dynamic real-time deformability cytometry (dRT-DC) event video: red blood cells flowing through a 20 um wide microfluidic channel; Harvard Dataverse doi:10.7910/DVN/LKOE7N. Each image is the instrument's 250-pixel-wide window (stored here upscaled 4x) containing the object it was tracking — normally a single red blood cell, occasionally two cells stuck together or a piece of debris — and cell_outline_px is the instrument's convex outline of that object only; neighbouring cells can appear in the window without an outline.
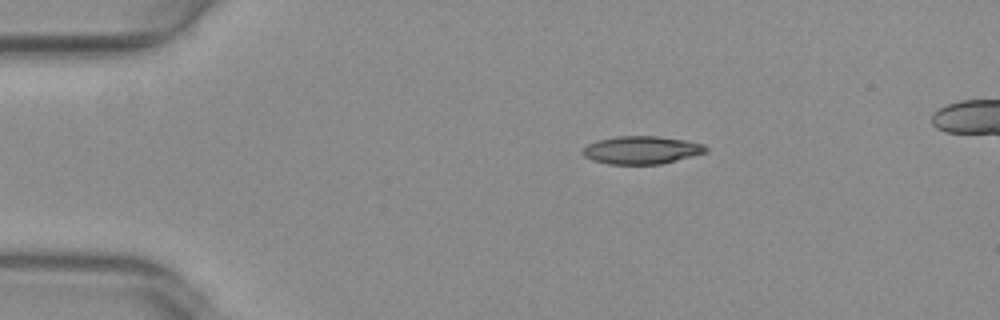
{"species": "common noctule bat (a hibernating species)", "species_latin": "Nyctalus noctula", "temperature_condition": "warm", "stored_images_in_passage": 30, "camera_frame_rate_fps": 3000, "um_per_image_px": 0.085, "animal": {"sex": "female", "body_mass_g": 29.2, "forearm_length_mm": 56.3}, "frame": {"image": 1, "passage_image": 1, "time_ms": 0.0, "image_size_px": [1000, 320], "cell_outline_px": [[708, 152], [660, 164], [608, 164], [592, 160], [584, 156], [584, 148], [588, 144], [600, 140], [616, 136], [656, 136], [684, 140], [704, 144], [708, 148]], "centroid_in_image_um": [54.56, 12.75], "position_along_channel_um": 30.4, "area_um2": 19.83}}
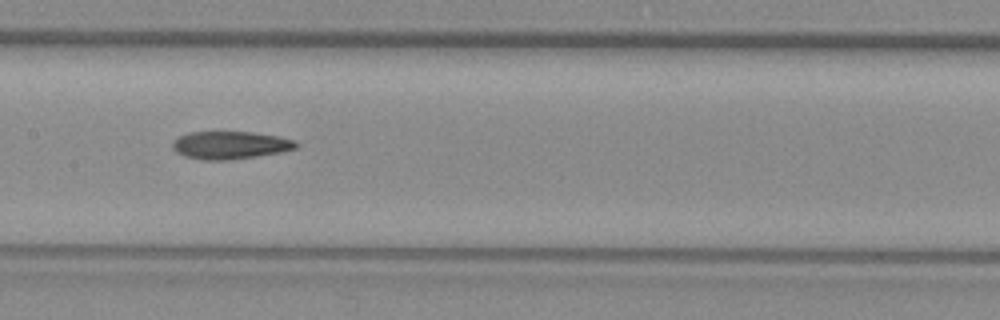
{"frame": {"image": 2, "passage_image": 17, "time_ms": 5.333, "image_size_px": [1000, 320], "cell_outline_px": [[300, 144], [296, 148], [280, 152], [256, 156], [228, 160], [204, 160], [184, 156], [176, 152], [172, 148], [172, 140], [188, 132], [252, 132], [276, 136], [296, 140]], "centroid_in_image_um": [19.55, 12.33], "position_along_channel_um": 187.9, "area_um2": 20.0}}
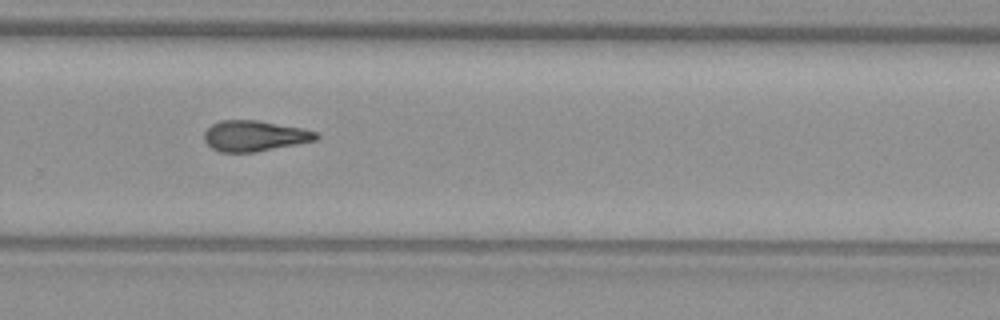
{"frame": {"image": 3, "passage_image": 26, "time_ms": 8.333, "image_size_px": [1000, 320], "cell_outline_px": [[320, 136], [316, 140], [256, 152], [220, 152], [212, 148], [204, 140], [204, 132], [212, 124], [220, 120], [256, 120], [304, 128], [316, 132]], "centroid_in_image_um": [21.63, 11.55], "position_along_channel_um": 308.2, "area_um2": 20.0}}